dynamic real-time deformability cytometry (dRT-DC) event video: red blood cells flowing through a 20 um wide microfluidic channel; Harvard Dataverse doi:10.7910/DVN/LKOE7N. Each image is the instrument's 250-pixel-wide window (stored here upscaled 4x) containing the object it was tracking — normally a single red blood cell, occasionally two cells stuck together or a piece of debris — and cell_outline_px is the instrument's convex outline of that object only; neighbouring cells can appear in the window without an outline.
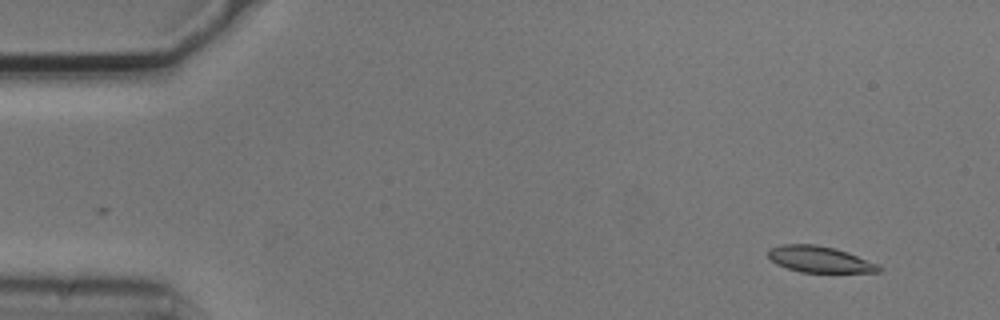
{"species": "common noctule bat (a hibernating species)", "species_latin": "Nyctalus noctula", "temperature_condition": "cold", "stored_images_in_passage": 4, "camera_frame_rate_fps": 3000, "um_per_image_px": 0.085, "animal": {"sex": "male", "body_mass_g": 20.5, "forearm_length_mm": 52.5}, "frame": {"image": 1, "passage_image": 1, "time_ms": 0.0, "image_size_px": [1000, 320], "cell_outline_px": [[884, 268], [880, 272], [800, 272], [776, 264], [768, 256], [768, 248], [780, 244], [816, 244], [836, 248], [848, 252], [880, 264]], "centroid_in_image_um": [69.7, 22.03], "position_along_channel_um": 15.3, "area_um2": 17.17}}
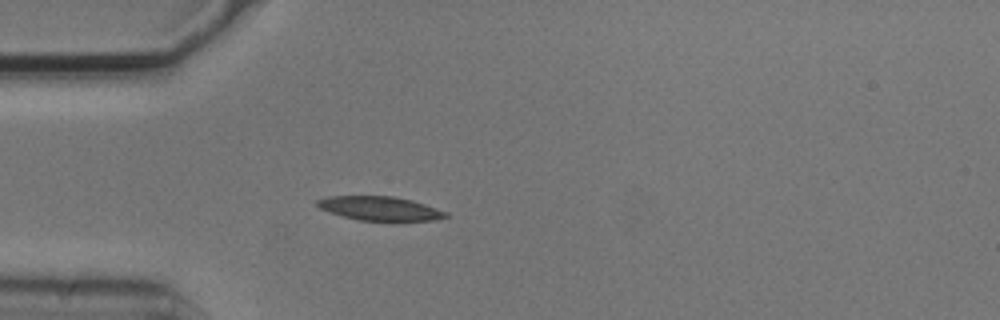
{"frame": {"image": 2, "passage_image": 4, "time_ms": 1.0, "image_size_px": [1000, 320], "cell_outline_px": [[448, 216], [432, 220], [360, 220], [344, 216], [320, 208], [316, 204], [316, 200], [328, 196], [392, 196], [412, 200], [448, 212]], "centroid_in_image_um": [32.28, 17.7], "position_along_channel_um": 52.7, "area_um2": 17.57}}